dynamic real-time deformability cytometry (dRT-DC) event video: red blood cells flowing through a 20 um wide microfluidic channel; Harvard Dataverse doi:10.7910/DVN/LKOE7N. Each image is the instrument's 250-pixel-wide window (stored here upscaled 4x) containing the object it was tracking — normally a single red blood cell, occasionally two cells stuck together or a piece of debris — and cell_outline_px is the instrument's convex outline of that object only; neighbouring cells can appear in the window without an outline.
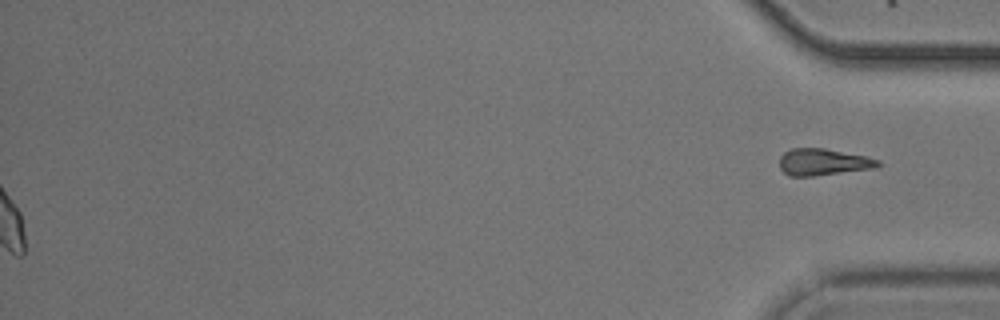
{"species": "common noctule bat (a hibernating species)", "species_latin": "Nyctalus noctula", "temperature_condition": "cold", "stored_images_in_passage": 52, "segment_of_instrument_passage": [2, 2], "camera_frame_rate_fps": 3000, "um_per_image_px": 0.085, "animal": {"sex": "male", "body_mass_g": 20.5, "forearm_length_mm": 52.5}, "frame": {"image": 1, "passage_image": 52, "time_ms": 17.0, "image_size_px": [1000, 320], "cell_outline_px": [[880, 164], [876, 168], [812, 176], [788, 176], [780, 168], [780, 156], [784, 152], [792, 148], [824, 148], [868, 156], [880, 160]], "centroid_in_image_um": [69.98, 13.77], "position_along_channel_um": 365.2, "area_um2": 15.43}}